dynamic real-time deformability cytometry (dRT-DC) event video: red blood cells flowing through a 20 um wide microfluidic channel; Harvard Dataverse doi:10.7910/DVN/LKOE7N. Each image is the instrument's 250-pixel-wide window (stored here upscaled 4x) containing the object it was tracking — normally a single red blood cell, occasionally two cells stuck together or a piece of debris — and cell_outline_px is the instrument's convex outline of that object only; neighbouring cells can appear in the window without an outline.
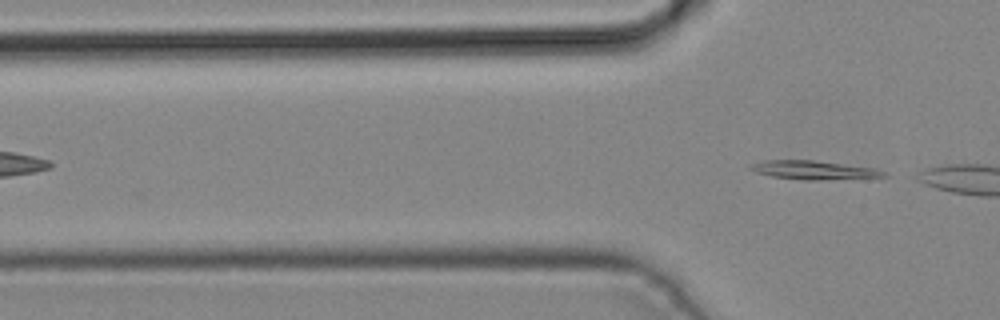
{"species": "common noctule bat (a hibernating species)", "species_latin": "Nyctalus noctula", "temperature_condition": "cold", "stored_images_in_passage": 4, "camera_frame_rate_fps": 3000, "um_per_image_px": 0.085, "animal": {"sex": "male", "body_mass_g": 19.2, "forearm_length_mm": 51.8}, "frame": {"image": 1, "passage_image": 4, "time_ms": 1.0, "image_size_px": [1000, 320], "cell_outline_px": [[888, 176], [816, 180], [804, 180], [772, 176], [756, 172], [748, 168], [748, 164], [764, 160], [812, 160], [876, 168], [884, 172]], "centroid_in_image_um": [69.11, 14.44], "position_along_channel_um": 56.7, "area_um2": 14.39}}